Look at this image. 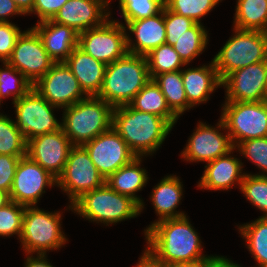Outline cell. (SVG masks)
<instances>
[{
    "label": "cell",
    "mask_w": 267,
    "mask_h": 267,
    "mask_svg": "<svg viewBox=\"0 0 267 267\" xmlns=\"http://www.w3.org/2000/svg\"><path fill=\"white\" fill-rule=\"evenodd\" d=\"M149 249L167 266L204 258L201 242L186 216L152 223L145 230Z\"/></svg>",
    "instance_id": "obj_1"
},
{
    "label": "cell",
    "mask_w": 267,
    "mask_h": 267,
    "mask_svg": "<svg viewBox=\"0 0 267 267\" xmlns=\"http://www.w3.org/2000/svg\"><path fill=\"white\" fill-rule=\"evenodd\" d=\"M112 128L141 157L156 151L173 127L164 118L140 112L127 104L114 107Z\"/></svg>",
    "instance_id": "obj_2"
},
{
    "label": "cell",
    "mask_w": 267,
    "mask_h": 267,
    "mask_svg": "<svg viewBox=\"0 0 267 267\" xmlns=\"http://www.w3.org/2000/svg\"><path fill=\"white\" fill-rule=\"evenodd\" d=\"M150 80L146 56L127 53L106 66L97 97L113 107L127 105Z\"/></svg>",
    "instance_id": "obj_3"
},
{
    "label": "cell",
    "mask_w": 267,
    "mask_h": 267,
    "mask_svg": "<svg viewBox=\"0 0 267 267\" xmlns=\"http://www.w3.org/2000/svg\"><path fill=\"white\" fill-rule=\"evenodd\" d=\"M61 128L73 146H83L112 128L114 107L97 96L66 107Z\"/></svg>",
    "instance_id": "obj_4"
},
{
    "label": "cell",
    "mask_w": 267,
    "mask_h": 267,
    "mask_svg": "<svg viewBox=\"0 0 267 267\" xmlns=\"http://www.w3.org/2000/svg\"><path fill=\"white\" fill-rule=\"evenodd\" d=\"M70 207L84 218L107 225L133 218L141 212L135 200L114 191L106 183L84 193Z\"/></svg>",
    "instance_id": "obj_5"
},
{
    "label": "cell",
    "mask_w": 267,
    "mask_h": 267,
    "mask_svg": "<svg viewBox=\"0 0 267 267\" xmlns=\"http://www.w3.org/2000/svg\"><path fill=\"white\" fill-rule=\"evenodd\" d=\"M234 30L235 35L212 60L222 81L235 70L267 59V32Z\"/></svg>",
    "instance_id": "obj_6"
},
{
    "label": "cell",
    "mask_w": 267,
    "mask_h": 267,
    "mask_svg": "<svg viewBox=\"0 0 267 267\" xmlns=\"http://www.w3.org/2000/svg\"><path fill=\"white\" fill-rule=\"evenodd\" d=\"M223 107L217 127L229 130L234 148L242 141L267 137V100L226 102Z\"/></svg>",
    "instance_id": "obj_7"
},
{
    "label": "cell",
    "mask_w": 267,
    "mask_h": 267,
    "mask_svg": "<svg viewBox=\"0 0 267 267\" xmlns=\"http://www.w3.org/2000/svg\"><path fill=\"white\" fill-rule=\"evenodd\" d=\"M61 214L49 213L34 206H26L20 240L24 250L45 254L47 250L59 249L66 238L61 231Z\"/></svg>",
    "instance_id": "obj_8"
},
{
    "label": "cell",
    "mask_w": 267,
    "mask_h": 267,
    "mask_svg": "<svg viewBox=\"0 0 267 267\" xmlns=\"http://www.w3.org/2000/svg\"><path fill=\"white\" fill-rule=\"evenodd\" d=\"M126 27L117 21L106 20L100 26L79 33L78 47L106 65L127 53Z\"/></svg>",
    "instance_id": "obj_9"
},
{
    "label": "cell",
    "mask_w": 267,
    "mask_h": 267,
    "mask_svg": "<svg viewBox=\"0 0 267 267\" xmlns=\"http://www.w3.org/2000/svg\"><path fill=\"white\" fill-rule=\"evenodd\" d=\"M59 185L69 194L71 204L84 193L102 187L105 178L99 173L83 146L70 149L62 174L57 178Z\"/></svg>",
    "instance_id": "obj_10"
},
{
    "label": "cell",
    "mask_w": 267,
    "mask_h": 267,
    "mask_svg": "<svg viewBox=\"0 0 267 267\" xmlns=\"http://www.w3.org/2000/svg\"><path fill=\"white\" fill-rule=\"evenodd\" d=\"M17 121L26 142L36 136L55 132L61 124L52 112L56 106L48 103L36 90L30 89L22 98L14 102Z\"/></svg>",
    "instance_id": "obj_11"
},
{
    "label": "cell",
    "mask_w": 267,
    "mask_h": 267,
    "mask_svg": "<svg viewBox=\"0 0 267 267\" xmlns=\"http://www.w3.org/2000/svg\"><path fill=\"white\" fill-rule=\"evenodd\" d=\"M33 89L58 108L69 107L87 97L65 62H55L45 75L33 84Z\"/></svg>",
    "instance_id": "obj_12"
},
{
    "label": "cell",
    "mask_w": 267,
    "mask_h": 267,
    "mask_svg": "<svg viewBox=\"0 0 267 267\" xmlns=\"http://www.w3.org/2000/svg\"><path fill=\"white\" fill-rule=\"evenodd\" d=\"M7 63L33 85L54 65L38 34L30 28L21 34Z\"/></svg>",
    "instance_id": "obj_13"
},
{
    "label": "cell",
    "mask_w": 267,
    "mask_h": 267,
    "mask_svg": "<svg viewBox=\"0 0 267 267\" xmlns=\"http://www.w3.org/2000/svg\"><path fill=\"white\" fill-rule=\"evenodd\" d=\"M83 147L105 180L137 157L113 128L99 134Z\"/></svg>",
    "instance_id": "obj_14"
},
{
    "label": "cell",
    "mask_w": 267,
    "mask_h": 267,
    "mask_svg": "<svg viewBox=\"0 0 267 267\" xmlns=\"http://www.w3.org/2000/svg\"><path fill=\"white\" fill-rule=\"evenodd\" d=\"M226 102H261L267 100L266 61L231 72L223 81Z\"/></svg>",
    "instance_id": "obj_15"
},
{
    "label": "cell",
    "mask_w": 267,
    "mask_h": 267,
    "mask_svg": "<svg viewBox=\"0 0 267 267\" xmlns=\"http://www.w3.org/2000/svg\"><path fill=\"white\" fill-rule=\"evenodd\" d=\"M72 147L61 128L28 140L26 155L57 179L64 170Z\"/></svg>",
    "instance_id": "obj_16"
},
{
    "label": "cell",
    "mask_w": 267,
    "mask_h": 267,
    "mask_svg": "<svg viewBox=\"0 0 267 267\" xmlns=\"http://www.w3.org/2000/svg\"><path fill=\"white\" fill-rule=\"evenodd\" d=\"M57 183V179L27 155L20 158L13 179L10 199L23 206H33L40 199L46 186Z\"/></svg>",
    "instance_id": "obj_17"
},
{
    "label": "cell",
    "mask_w": 267,
    "mask_h": 267,
    "mask_svg": "<svg viewBox=\"0 0 267 267\" xmlns=\"http://www.w3.org/2000/svg\"><path fill=\"white\" fill-rule=\"evenodd\" d=\"M234 149L236 148H234L228 133L223 135L215 128L200 122L181 157L187 161L209 163L218 157L231 154Z\"/></svg>",
    "instance_id": "obj_18"
},
{
    "label": "cell",
    "mask_w": 267,
    "mask_h": 267,
    "mask_svg": "<svg viewBox=\"0 0 267 267\" xmlns=\"http://www.w3.org/2000/svg\"><path fill=\"white\" fill-rule=\"evenodd\" d=\"M105 7L107 6L99 0H68L52 20L81 33L100 26L107 20L110 12L103 13Z\"/></svg>",
    "instance_id": "obj_19"
},
{
    "label": "cell",
    "mask_w": 267,
    "mask_h": 267,
    "mask_svg": "<svg viewBox=\"0 0 267 267\" xmlns=\"http://www.w3.org/2000/svg\"><path fill=\"white\" fill-rule=\"evenodd\" d=\"M32 29L40 37L43 47L55 62H64L78 46L79 33L72 27L46 20Z\"/></svg>",
    "instance_id": "obj_20"
},
{
    "label": "cell",
    "mask_w": 267,
    "mask_h": 267,
    "mask_svg": "<svg viewBox=\"0 0 267 267\" xmlns=\"http://www.w3.org/2000/svg\"><path fill=\"white\" fill-rule=\"evenodd\" d=\"M160 14V15H159ZM127 29L136 36V44L127 36V50L130 54L146 56L153 49L165 43L164 7L158 16L127 22ZM135 44V45H134Z\"/></svg>",
    "instance_id": "obj_21"
},
{
    "label": "cell",
    "mask_w": 267,
    "mask_h": 267,
    "mask_svg": "<svg viewBox=\"0 0 267 267\" xmlns=\"http://www.w3.org/2000/svg\"><path fill=\"white\" fill-rule=\"evenodd\" d=\"M87 96H97L102 88L106 64L94 59L78 46L64 61Z\"/></svg>",
    "instance_id": "obj_22"
},
{
    "label": "cell",
    "mask_w": 267,
    "mask_h": 267,
    "mask_svg": "<svg viewBox=\"0 0 267 267\" xmlns=\"http://www.w3.org/2000/svg\"><path fill=\"white\" fill-rule=\"evenodd\" d=\"M229 154L210 161L204 170V174L198 187L210 190H226L236 181L241 185L245 174L242 172V163L239 159L228 157Z\"/></svg>",
    "instance_id": "obj_23"
},
{
    "label": "cell",
    "mask_w": 267,
    "mask_h": 267,
    "mask_svg": "<svg viewBox=\"0 0 267 267\" xmlns=\"http://www.w3.org/2000/svg\"><path fill=\"white\" fill-rule=\"evenodd\" d=\"M182 79L190 107L206 102L209 94L222 85L213 61L209 66L182 70Z\"/></svg>",
    "instance_id": "obj_24"
},
{
    "label": "cell",
    "mask_w": 267,
    "mask_h": 267,
    "mask_svg": "<svg viewBox=\"0 0 267 267\" xmlns=\"http://www.w3.org/2000/svg\"><path fill=\"white\" fill-rule=\"evenodd\" d=\"M140 162L141 157H136L131 163L111 174L105 183L114 191L135 200L140 205V209H143L142 200L135 196V192L141 190L148 179L146 170L139 166Z\"/></svg>",
    "instance_id": "obj_25"
},
{
    "label": "cell",
    "mask_w": 267,
    "mask_h": 267,
    "mask_svg": "<svg viewBox=\"0 0 267 267\" xmlns=\"http://www.w3.org/2000/svg\"><path fill=\"white\" fill-rule=\"evenodd\" d=\"M181 196L182 185L174 175L165 177L156 185L151 200L155 211L160 216L158 221L186 216L183 212H175Z\"/></svg>",
    "instance_id": "obj_26"
},
{
    "label": "cell",
    "mask_w": 267,
    "mask_h": 267,
    "mask_svg": "<svg viewBox=\"0 0 267 267\" xmlns=\"http://www.w3.org/2000/svg\"><path fill=\"white\" fill-rule=\"evenodd\" d=\"M129 105L140 112L152 113L164 118L172 127L178 119L170 110L165 96L153 79L141 89Z\"/></svg>",
    "instance_id": "obj_27"
},
{
    "label": "cell",
    "mask_w": 267,
    "mask_h": 267,
    "mask_svg": "<svg viewBox=\"0 0 267 267\" xmlns=\"http://www.w3.org/2000/svg\"><path fill=\"white\" fill-rule=\"evenodd\" d=\"M153 80L165 96L170 110L178 118L186 109L188 110L190 108L184 89L181 70L156 75Z\"/></svg>",
    "instance_id": "obj_28"
},
{
    "label": "cell",
    "mask_w": 267,
    "mask_h": 267,
    "mask_svg": "<svg viewBox=\"0 0 267 267\" xmlns=\"http://www.w3.org/2000/svg\"><path fill=\"white\" fill-rule=\"evenodd\" d=\"M234 28L267 32V0H238Z\"/></svg>",
    "instance_id": "obj_29"
},
{
    "label": "cell",
    "mask_w": 267,
    "mask_h": 267,
    "mask_svg": "<svg viewBox=\"0 0 267 267\" xmlns=\"http://www.w3.org/2000/svg\"><path fill=\"white\" fill-rule=\"evenodd\" d=\"M246 238L247 246L259 267H267V217H260L252 223L239 227Z\"/></svg>",
    "instance_id": "obj_30"
},
{
    "label": "cell",
    "mask_w": 267,
    "mask_h": 267,
    "mask_svg": "<svg viewBox=\"0 0 267 267\" xmlns=\"http://www.w3.org/2000/svg\"><path fill=\"white\" fill-rule=\"evenodd\" d=\"M207 41V31L204 26L201 23H195L172 46L187 65L193 58L202 53Z\"/></svg>",
    "instance_id": "obj_31"
},
{
    "label": "cell",
    "mask_w": 267,
    "mask_h": 267,
    "mask_svg": "<svg viewBox=\"0 0 267 267\" xmlns=\"http://www.w3.org/2000/svg\"><path fill=\"white\" fill-rule=\"evenodd\" d=\"M146 59L151 79L162 73L180 71L179 67L186 65L173 46L166 43L153 49Z\"/></svg>",
    "instance_id": "obj_32"
},
{
    "label": "cell",
    "mask_w": 267,
    "mask_h": 267,
    "mask_svg": "<svg viewBox=\"0 0 267 267\" xmlns=\"http://www.w3.org/2000/svg\"><path fill=\"white\" fill-rule=\"evenodd\" d=\"M27 142L15 122L0 114V155L26 156Z\"/></svg>",
    "instance_id": "obj_33"
},
{
    "label": "cell",
    "mask_w": 267,
    "mask_h": 267,
    "mask_svg": "<svg viewBox=\"0 0 267 267\" xmlns=\"http://www.w3.org/2000/svg\"><path fill=\"white\" fill-rule=\"evenodd\" d=\"M5 69H0V99L10 95L13 96V103L22 98L33 85L16 68L3 62ZM19 74L17 78L15 75Z\"/></svg>",
    "instance_id": "obj_34"
},
{
    "label": "cell",
    "mask_w": 267,
    "mask_h": 267,
    "mask_svg": "<svg viewBox=\"0 0 267 267\" xmlns=\"http://www.w3.org/2000/svg\"><path fill=\"white\" fill-rule=\"evenodd\" d=\"M125 22L137 21L158 15L164 7V0H119Z\"/></svg>",
    "instance_id": "obj_35"
},
{
    "label": "cell",
    "mask_w": 267,
    "mask_h": 267,
    "mask_svg": "<svg viewBox=\"0 0 267 267\" xmlns=\"http://www.w3.org/2000/svg\"><path fill=\"white\" fill-rule=\"evenodd\" d=\"M221 0H164L165 6L184 17L191 18L196 23L205 16Z\"/></svg>",
    "instance_id": "obj_36"
},
{
    "label": "cell",
    "mask_w": 267,
    "mask_h": 267,
    "mask_svg": "<svg viewBox=\"0 0 267 267\" xmlns=\"http://www.w3.org/2000/svg\"><path fill=\"white\" fill-rule=\"evenodd\" d=\"M240 188L254 206L265 212L261 217H267V176L245 174Z\"/></svg>",
    "instance_id": "obj_37"
},
{
    "label": "cell",
    "mask_w": 267,
    "mask_h": 267,
    "mask_svg": "<svg viewBox=\"0 0 267 267\" xmlns=\"http://www.w3.org/2000/svg\"><path fill=\"white\" fill-rule=\"evenodd\" d=\"M25 206L11 201L0 208V236L17 234L20 238Z\"/></svg>",
    "instance_id": "obj_38"
},
{
    "label": "cell",
    "mask_w": 267,
    "mask_h": 267,
    "mask_svg": "<svg viewBox=\"0 0 267 267\" xmlns=\"http://www.w3.org/2000/svg\"><path fill=\"white\" fill-rule=\"evenodd\" d=\"M195 23L196 22L191 18L170 11L164 5V24L166 28L165 43L172 46L177 42V39L185 34L186 30L191 28Z\"/></svg>",
    "instance_id": "obj_39"
},
{
    "label": "cell",
    "mask_w": 267,
    "mask_h": 267,
    "mask_svg": "<svg viewBox=\"0 0 267 267\" xmlns=\"http://www.w3.org/2000/svg\"><path fill=\"white\" fill-rule=\"evenodd\" d=\"M237 146L241 154L267 173V137L242 141Z\"/></svg>",
    "instance_id": "obj_40"
},
{
    "label": "cell",
    "mask_w": 267,
    "mask_h": 267,
    "mask_svg": "<svg viewBox=\"0 0 267 267\" xmlns=\"http://www.w3.org/2000/svg\"><path fill=\"white\" fill-rule=\"evenodd\" d=\"M23 32L11 22H0V60L7 62Z\"/></svg>",
    "instance_id": "obj_41"
},
{
    "label": "cell",
    "mask_w": 267,
    "mask_h": 267,
    "mask_svg": "<svg viewBox=\"0 0 267 267\" xmlns=\"http://www.w3.org/2000/svg\"><path fill=\"white\" fill-rule=\"evenodd\" d=\"M22 157L0 155V190L10 193L16 167Z\"/></svg>",
    "instance_id": "obj_42"
},
{
    "label": "cell",
    "mask_w": 267,
    "mask_h": 267,
    "mask_svg": "<svg viewBox=\"0 0 267 267\" xmlns=\"http://www.w3.org/2000/svg\"><path fill=\"white\" fill-rule=\"evenodd\" d=\"M68 0H35L33 11L39 22L51 20Z\"/></svg>",
    "instance_id": "obj_43"
},
{
    "label": "cell",
    "mask_w": 267,
    "mask_h": 267,
    "mask_svg": "<svg viewBox=\"0 0 267 267\" xmlns=\"http://www.w3.org/2000/svg\"><path fill=\"white\" fill-rule=\"evenodd\" d=\"M137 267H168L162 260H160L149 248H147L141 256Z\"/></svg>",
    "instance_id": "obj_44"
},
{
    "label": "cell",
    "mask_w": 267,
    "mask_h": 267,
    "mask_svg": "<svg viewBox=\"0 0 267 267\" xmlns=\"http://www.w3.org/2000/svg\"><path fill=\"white\" fill-rule=\"evenodd\" d=\"M14 14H23L15 2L13 0H0V22H8L6 17Z\"/></svg>",
    "instance_id": "obj_45"
},
{
    "label": "cell",
    "mask_w": 267,
    "mask_h": 267,
    "mask_svg": "<svg viewBox=\"0 0 267 267\" xmlns=\"http://www.w3.org/2000/svg\"><path fill=\"white\" fill-rule=\"evenodd\" d=\"M218 258H204L191 262L177 263L168 267H210Z\"/></svg>",
    "instance_id": "obj_46"
},
{
    "label": "cell",
    "mask_w": 267,
    "mask_h": 267,
    "mask_svg": "<svg viewBox=\"0 0 267 267\" xmlns=\"http://www.w3.org/2000/svg\"><path fill=\"white\" fill-rule=\"evenodd\" d=\"M38 258L27 257L25 267H53L45 259L46 254H38Z\"/></svg>",
    "instance_id": "obj_47"
},
{
    "label": "cell",
    "mask_w": 267,
    "mask_h": 267,
    "mask_svg": "<svg viewBox=\"0 0 267 267\" xmlns=\"http://www.w3.org/2000/svg\"><path fill=\"white\" fill-rule=\"evenodd\" d=\"M20 11L24 14L32 13L35 0H13Z\"/></svg>",
    "instance_id": "obj_48"
},
{
    "label": "cell",
    "mask_w": 267,
    "mask_h": 267,
    "mask_svg": "<svg viewBox=\"0 0 267 267\" xmlns=\"http://www.w3.org/2000/svg\"><path fill=\"white\" fill-rule=\"evenodd\" d=\"M210 267H241L238 264L226 259L225 257H219Z\"/></svg>",
    "instance_id": "obj_49"
},
{
    "label": "cell",
    "mask_w": 267,
    "mask_h": 267,
    "mask_svg": "<svg viewBox=\"0 0 267 267\" xmlns=\"http://www.w3.org/2000/svg\"><path fill=\"white\" fill-rule=\"evenodd\" d=\"M11 202L10 193L0 190V208Z\"/></svg>",
    "instance_id": "obj_50"
},
{
    "label": "cell",
    "mask_w": 267,
    "mask_h": 267,
    "mask_svg": "<svg viewBox=\"0 0 267 267\" xmlns=\"http://www.w3.org/2000/svg\"><path fill=\"white\" fill-rule=\"evenodd\" d=\"M99 1L102 2L106 6H108V4H109V0L108 1L107 0H99Z\"/></svg>",
    "instance_id": "obj_51"
}]
</instances>
